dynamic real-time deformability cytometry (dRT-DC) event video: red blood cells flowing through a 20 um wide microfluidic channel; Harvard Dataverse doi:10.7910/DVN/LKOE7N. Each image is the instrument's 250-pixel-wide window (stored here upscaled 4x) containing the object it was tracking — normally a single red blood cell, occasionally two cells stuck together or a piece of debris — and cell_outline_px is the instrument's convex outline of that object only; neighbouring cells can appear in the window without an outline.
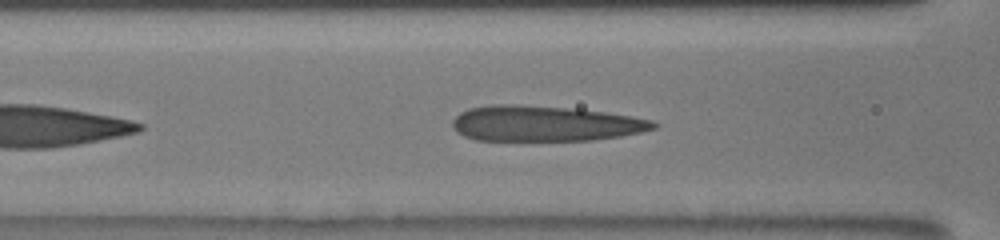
{"species": "human", "species_latin": "Homo sapiens", "temperature_condition": "room temperature", "stored_images_in_passage": 24, "camera_frame_rate_fps": 3000, "um_per_image_px": 0.085, "donor": {"sex": "male"}, "frame": {"image": 1, "passage_image": 13, "time_ms": 2.333, "image_size_px": [1000, 240], "cell_outline_px": [[656, 128], [640, 132], [620, 136], [592, 140], [476, 140], [464, 136], [456, 132], [452, 128], [452, 120], [460, 112], [468, 108], [492, 104], [504, 104], [576, 108], [632, 116], [652, 120], [656, 124]], "centroid_in_image_um": [46.27, 10.49], "position_along_channel_um": 120.3, "area_um2": 41.62}}